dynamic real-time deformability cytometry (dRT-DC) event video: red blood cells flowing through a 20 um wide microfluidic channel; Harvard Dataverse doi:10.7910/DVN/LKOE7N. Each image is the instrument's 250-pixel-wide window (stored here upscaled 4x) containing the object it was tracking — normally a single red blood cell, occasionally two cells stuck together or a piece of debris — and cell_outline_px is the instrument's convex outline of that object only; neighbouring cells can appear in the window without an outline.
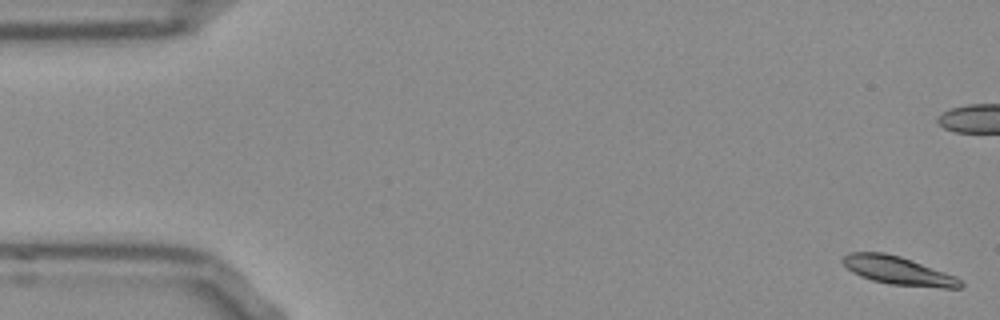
{"species": "Egyptian fruit bat (a non-hibernating species)", "species_latin": "Rousettus aegyptiacus", "temperature_condition": "room temperature", "stored_images_in_passage": 53, "camera_frame_rate_fps": 3000, "um_per_image_px": 0.085, "frame": {"image": 1, "passage_image": 1, "time_ms": 0.0, "image_size_px": [1000, 320], "cell_outline_px": [[964, 284], [960, 288], [940, 288], [888, 284], [872, 280], [860, 276], [852, 272], [840, 260], [848, 252], [884, 252], [900, 256], [912, 260], [956, 276]], "centroid_in_image_um": [76.34, 23.0], "position_along_channel_um": 8.7, "area_um2": 19.48}}
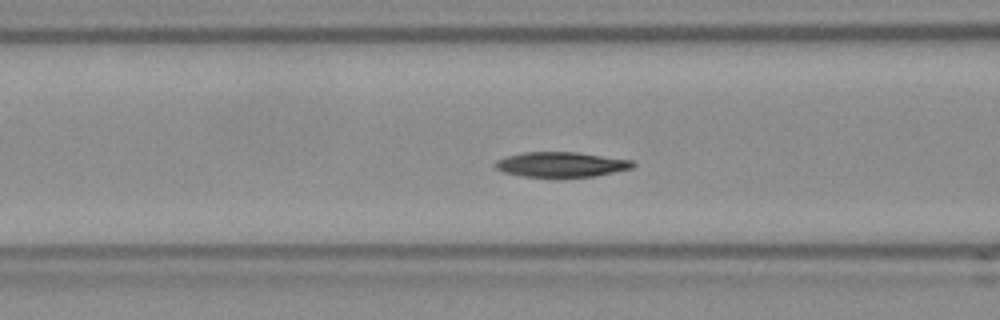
{"frame": {"image": 2, "passage_image": 20, "time_ms": 6.333, "image_size_px": [1000, 320], "cell_outline_px": [[636, 164], [632, 168], [596, 176], [524, 176], [504, 172], [496, 168], [492, 164], [496, 160], [508, 156], [524, 152], [576, 152], [632, 160]], "centroid_in_image_um": [47.7, 13.97], "position_along_channel_um": 118.9, "area_um2": 19.77}, "authors_computed_cell_mechanics": {"area_um2": 20.0566, "velocity_mm_per_s": 3.8157, "shape_relaxation_time_tau1_ms": 3.7685, "shape_relaxation_time_tau2_ms": null, "deformation_change_tau1": 0.1191, "deformation_change_tau2": null}}